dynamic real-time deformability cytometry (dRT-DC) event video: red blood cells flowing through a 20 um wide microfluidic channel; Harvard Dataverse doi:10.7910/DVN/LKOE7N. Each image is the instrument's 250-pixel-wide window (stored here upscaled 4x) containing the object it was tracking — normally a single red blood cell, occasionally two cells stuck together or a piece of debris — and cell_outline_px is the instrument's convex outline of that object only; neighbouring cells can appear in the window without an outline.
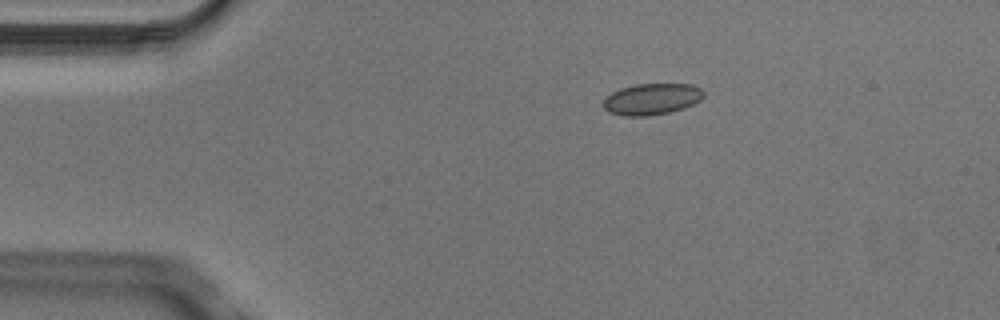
{"species": "Egyptian fruit bat (a non-hibernating species)", "species_latin": "Rousettus aegyptiacus", "temperature_condition": "cold", "stored_images_in_passage": 5, "camera_frame_rate_fps": 3000, "um_per_image_px": 0.085, "animal": {"sex": "male"}, "frame": {"image": 1, "passage_image": 2, "time_ms": 0.333, "image_size_px": [1000, 320], "cell_outline_px": [[704, 96], [700, 100], [684, 108], [668, 112], [648, 116], [624, 116], [608, 112], [604, 108], [604, 100], [612, 92], [620, 88], [636, 84], [692, 84], [700, 88], [704, 92]], "centroid_in_image_um": [55.4, 8.42], "position_along_channel_um": 29.6, "area_um2": 18.26}}